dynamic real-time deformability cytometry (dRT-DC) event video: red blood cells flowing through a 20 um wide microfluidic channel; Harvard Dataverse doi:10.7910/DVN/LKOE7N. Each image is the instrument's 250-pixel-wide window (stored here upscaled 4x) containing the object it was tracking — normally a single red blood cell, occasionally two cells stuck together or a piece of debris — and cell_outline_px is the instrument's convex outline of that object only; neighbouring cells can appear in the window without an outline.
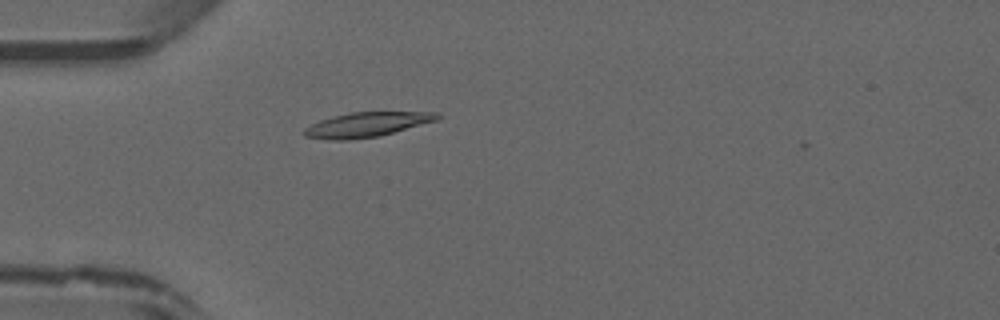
{"species": "common noctule bat (a hibernating species)", "species_latin": "Nyctalus noctula", "temperature_condition": "warm", "stored_images_in_passage": 34, "camera_frame_rate_fps": 3000, "um_per_image_px": 0.085, "animal": {"sex": "male", "forearm_length_mm": 52.5}, "frame": {"image": 1, "passage_image": 1, "time_ms": 0.0, "image_size_px": [1000, 320], "cell_outline_px": [[440, 116], [436, 120], [380, 136], [348, 140], [332, 140], [304, 136], [300, 132], [304, 128], [320, 120], [332, 116], [352, 112], [436, 112]], "centroid_in_image_um": [31.1, 10.59], "position_along_channel_um": 53.9, "area_um2": 19.02}}
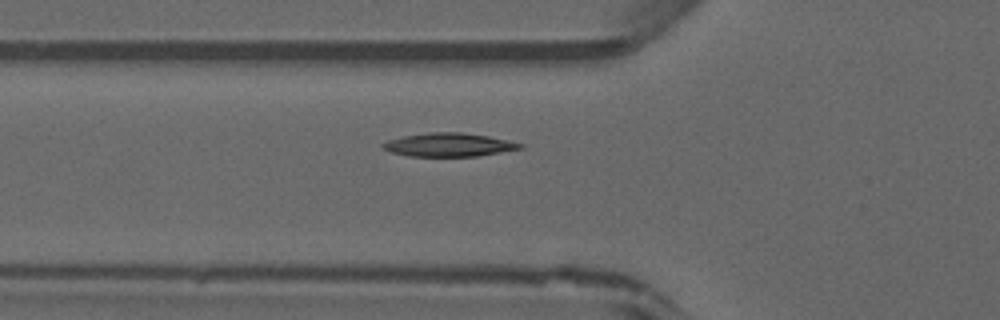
{"frame": {"image": 2, "passage_image": 4, "time_ms": 1.0, "image_size_px": [1000, 320], "cell_outline_px": [[524, 148], [476, 156], [408, 156], [392, 152], [384, 148], [380, 144], [388, 140], [404, 136], [428, 132], [460, 132], [488, 136], [508, 140], [524, 144]], "centroid_in_image_um": [38.17, 12.3], "position_along_channel_um": 87.6, "area_um2": 18.67}}
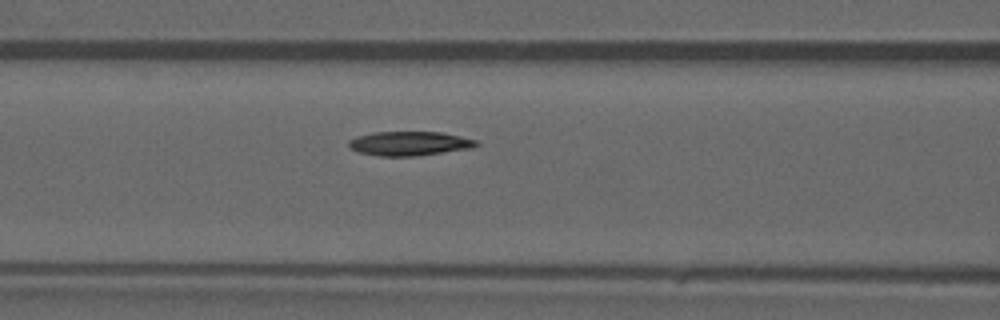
{"frame": {"image": 3, "passage_image": 7, "time_ms": 2.0, "image_size_px": [1000, 320], "cell_outline_px": [[480, 144], [476, 148], [416, 156], [380, 156], [356, 152], [348, 144], [348, 140], [356, 136], [372, 132], [440, 132], [460, 136], [476, 140]], "centroid_in_image_um": [34.82, 12.2], "position_along_channel_um": 131.8, "area_um2": 18.21}}